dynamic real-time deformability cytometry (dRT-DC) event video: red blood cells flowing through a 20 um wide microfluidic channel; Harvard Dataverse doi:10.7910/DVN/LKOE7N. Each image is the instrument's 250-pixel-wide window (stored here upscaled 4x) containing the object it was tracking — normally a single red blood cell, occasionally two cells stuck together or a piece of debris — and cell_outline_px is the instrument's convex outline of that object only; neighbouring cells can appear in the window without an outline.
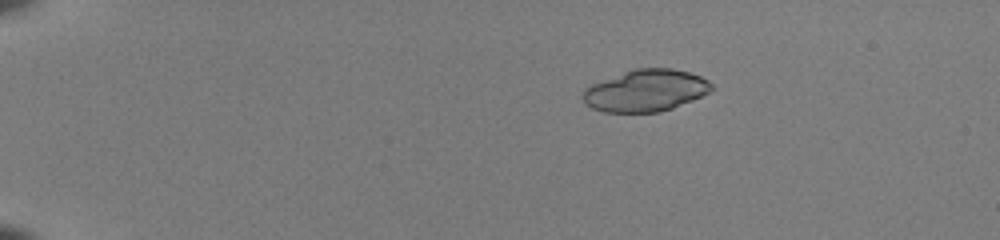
{"species": "common noctule bat (a hibernating species)", "species_latin": "Nyctalus noctula", "temperature_condition": "room temperature", "stored_images_in_passage": 52, "camera_frame_rate_fps": 3000, "um_per_image_px": 0.085, "animal": {"sex": "female", "body_mass_g": 22.0, "forearm_length_mm": 56.7}, "frame": {"image": 1, "passage_image": 11, "time_ms": 3.333, "image_size_px": [1000, 240], "cell_outline_px": [[716, 88], [692, 100], [672, 108], [660, 112], [604, 112], [592, 108], [584, 104], [580, 96], [584, 88], [592, 84], [632, 68], [672, 68], [688, 72], [700, 76], [708, 80]], "centroid_in_image_um": [54.84, 7.7], "position_along_channel_um": 30.2, "area_um2": 31.62}}
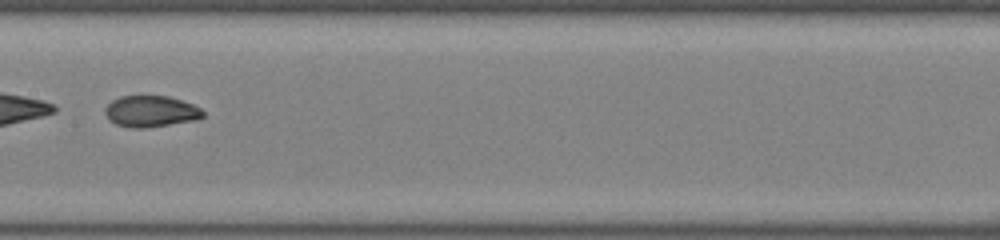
{"frame": {"image": 2, "passage_image": 31, "time_ms": 10.0, "image_size_px": [1000, 240], "cell_outline_px": [[204, 116], [200, 120], [144, 128], [132, 128], [116, 124], [108, 120], [104, 112], [104, 108], [112, 100], [120, 96], [168, 96], [192, 104], [200, 108], [204, 112]], "centroid_in_image_um": [12.82, 9.47], "position_along_channel_um": 194.6, "area_um2": 18.03}}
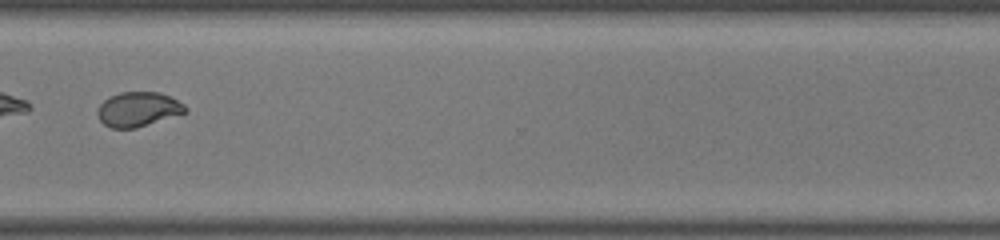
{"frame": {"image": 3, "passage_image": 43, "time_ms": 14.0, "image_size_px": [1000, 240], "cell_outline_px": [[188, 112], [136, 128], [112, 128], [104, 124], [100, 120], [96, 112], [100, 104], [108, 96], [120, 92], [160, 92], [184, 104], [188, 108]], "centroid_in_image_um": [11.74, 9.28], "position_along_channel_um": 358.9, "area_um2": 17.74}}